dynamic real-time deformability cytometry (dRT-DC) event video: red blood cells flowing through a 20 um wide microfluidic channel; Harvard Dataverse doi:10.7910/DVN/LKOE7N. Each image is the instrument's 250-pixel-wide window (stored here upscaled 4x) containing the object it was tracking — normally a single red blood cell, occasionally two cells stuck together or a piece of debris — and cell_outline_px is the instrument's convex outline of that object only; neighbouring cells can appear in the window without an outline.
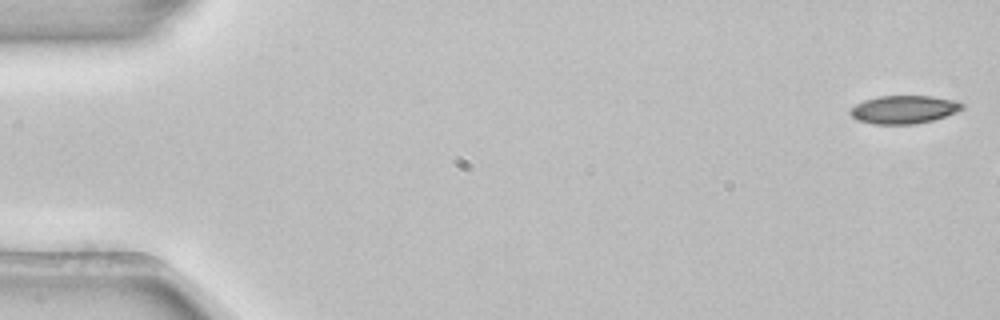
{"species": "common noctule bat (a hibernating species)", "species_latin": "Nyctalus noctula", "temperature_condition": "room temperature", "stored_images_in_passage": 10, "camera_frame_rate_fps": 3000, "um_per_image_px": 0.085, "animal": {"sex": "female", "body_mass_g": 22.7, "forearm_length_mm": 54.2}, "frame": {"image": 1, "passage_image": 1, "time_ms": 0.0, "image_size_px": [1000, 320], "cell_outline_px": [[964, 108], [956, 112], [932, 120], [912, 124], [872, 124], [856, 120], [848, 112], [856, 104], [864, 100], [880, 96], [932, 96], [956, 100], [964, 104]], "centroid_in_image_um": [76.82, 9.3], "position_along_channel_um": 8.2, "area_um2": 18.32}}